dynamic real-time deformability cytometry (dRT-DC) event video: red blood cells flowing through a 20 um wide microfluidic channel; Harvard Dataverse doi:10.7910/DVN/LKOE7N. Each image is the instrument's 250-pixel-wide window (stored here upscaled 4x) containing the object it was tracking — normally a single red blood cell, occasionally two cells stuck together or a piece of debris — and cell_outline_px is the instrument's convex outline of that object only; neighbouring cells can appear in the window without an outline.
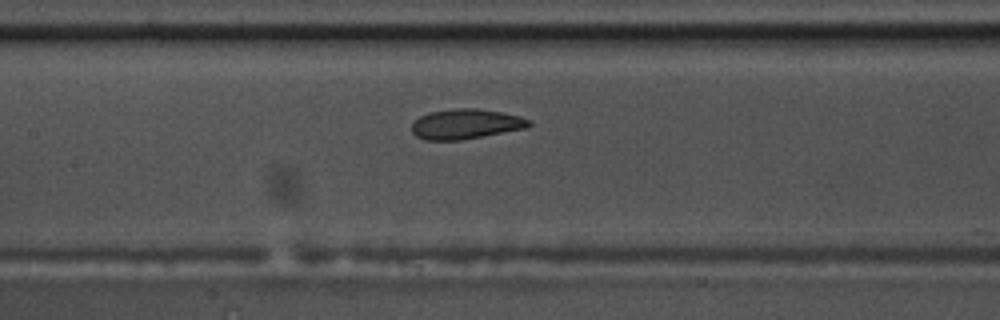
{"species": "common noctule bat (a hibernating species)", "species_latin": "Nyctalus noctula", "temperature_condition": "warm", "stored_images_in_passage": 44, "segment_of_instrument_passage": [1, 2], "camera_frame_rate_fps": 3000, "um_per_image_px": 0.085, "animal": {"sex": "male", "body_mass_g": 17.5, "forearm_length_mm": 52.3}, "frame": {"image": 1, "passage_image": 21, "time_ms": 6.667, "image_size_px": [1000, 320], "cell_outline_px": [[532, 124], [528, 128], [460, 140], [424, 140], [416, 136], [412, 132], [412, 124], [420, 116], [428, 112], [456, 108], [480, 108], [520, 116], [532, 120]], "centroid_in_image_um": [39.61, 10.54], "position_along_channel_um": 167.8, "area_um2": 20.63}}
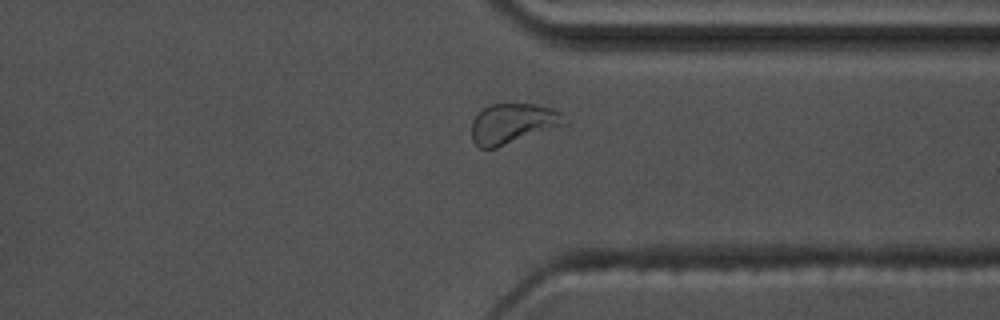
{"frame": {"image": 2, "passage_image": 38, "time_ms": 12.333, "image_size_px": [1000, 320], "cell_outline_px": [[568, 124], [496, 148], [480, 148], [472, 140], [472, 120], [484, 108], [492, 104], [536, 104], [552, 108], [560, 112]], "centroid_in_image_um": [43.6, 10.51], "position_along_channel_um": 367.8, "area_um2": 21.68}}